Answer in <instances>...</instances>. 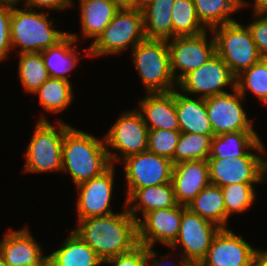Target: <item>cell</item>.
Instances as JSON below:
<instances>
[{
	"label": "cell",
	"instance_id": "cell-1",
	"mask_svg": "<svg viewBox=\"0 0 267 266\" xmlns=\"http://www.w3.org/2000/svg\"><path fill=\"white\" fill-rule=\"evenodd\" d=\"M77 221L73 230L105 261L139 244L137 221L127 211Z\"/></svg>",
	"mask_w": 267,
	"mask_h": 266
},
{
	"label": "cell",
	"instance_id": "cell-2",
	"mask_svg": "<svg viewBox=\"0 0 267 266\" xmlns=\"http://www.w3.org/2000/svg\"><path fill=\"white\" fill-rule=\"evenodd\" d=\"M111 162L104 137L70 127L62 142V173H69L75 187L91 178L101 175Z\"/></svg>",
	"mask_w": 267,
	"mask_h": 266
},
{
	"label": "cell",
	"instance_id": "cell-3",
	"mask_svg": "<svg viewBox=\"0 0 267 266\" xmlns=\"http://www.w3.org/2000/svg\"><path fill=\"white\" fill-rule=\"evenodd\" d=\"M50 19L48 11L38 12L25 6L12 8L10 21L12 50H19L18 54L41 52L61 41L69 32L55 29L53 24L55 19L51 21Z\"/></svg>",
	"mask_w": 267,
	"mask_h": 266
},
{
	"label": "cell",
	"instance_id": "cell-4",
	"mask_svg": "<svg viewBox=\"0 0 267 266\" xmlns=\"http://www.w3.org/2000/svg\"><path fill=\"white\" fill-rule=\"evenodd\" d=\"M31 140L26 148L25 173H47L62 171V142L65 132L71 127L63 120L56 124L49 122L47 116L40 115Z\"/></svg>",
	"mask_w": 267,
	"mask_h": 266
},
{
	"label": "cell",
	"instance_id": "cell-5",
	"mask_svg": "<svg viewBox=\"0 0 267 266\" xmlns=\"http://www.w3.org/2000/svg\"><path fill=\"white\" fill-rule=\"evenodd\" d=\"M145 39L143 14L139 6L121 7L98 38L84 48L88 58L123 54Z\"/></svg>",
	"mask_w": 267,
	"mask_h": 266
},
{
	"label": "cell",
	"instance_id": "cell-6",
	"mask_svg": "<svg viewBox=\"0 0 267 266\" xmlns=\"http://www.w3.org/2000/svg\"><path fill=\"white\" fill-rule=\"evenodd\" d=\"M134 67L146 93L177 89L166 40L144 39L131 50Z\"/></svg>",
	"mask_w": 267,
	"mask_h": 266
},
{
	"label": "cell",
	"instance_id": "cell-7",
	"mask_svg": "<svg viewBox=\"0 0 267 266\" xmlns=\"http://www.w3.org/2000/svg\"><path fill=\"white\" fill-rule=\"evenodd\" d=\"M216 43V53L237 77L259 62L260 56L248 26L234 21L211 30Z\"/></svg>",
	"mask_w": 267,
	"mask_h": 266
},
{
	"label": "cell",
	"instance_id": "cell-8",
	"mask_svg": "<svg viewBox=\"0 0 267 266\" xmlns=\"http://www.w3.org/2000/svg\"><path fill=\"white\" fill-rule=\"evenodd\" d=\"M148 132L149 128L137 109L122 111L115 123L104 135L105 146L111 164L116 165L117 161L122 162L129 156L146 151L148 147ZM109 149L117 150V153Z\"/></svg>",
	"mask_w": 267,
	"mask_h": 266
},
{
	"label": "cell",
	"instance_id": "cell-9",
	"mask_svg": "<svg viewBox=\"0 0 267 266\" xmlns=\"http://www.w3.org/2000/svg\"><path fill=\"white\" fill-rule=\"evenodd\" d=\"M227 87L232 91L236 88V77L217 53L177 83L183 94L204 99L228 92Z\"/></svg>",
	"mask_w": 267,
	"mask_h": 266
},
{
	"label": "cell",
	"instance_id": "cell-10",
	"mask_svg": "<svg viewBox=\"0 0 267 266\" xmlns=\"http://www.w3.org/2000/svg\"><path fill=\"white\" fill-rule=\"evenodd\" d=\"M208 32L211 30L195 36H177L167 40L171 71L177 83L216 53L214 35L212 33L208 39Z\"/></svg>",
	"mask_w": 267,
	"mask_h": 266
},
{
	"label": "cell",
	"instance_id": "cell-11",
	"mask_svg": "<svg viewBox=\"0 0 267 266\" xmlns=\"http://www.w3.org/2000/svg\"><path fill=\"white\" fill-rule=\"evenodd\" d=\"M215 224L203 219L186 208L182 212L177 239L169 247L180 253L192 266H198L206 257L213 238L220 230Z\"/></svg>",
	"mask_w": 267,
	"mask_h": 266
},
{
	"label": "cell",
	"instance_id": "cell-12",
	"mask_svg": "<svg viewBox=\"0 0 267 266\" xmlns=\"http://www.w3.org/2000/svg\"><path fill=\"white\" fill-rule=\"evenodd\" d=\"M240 92L235 88L233 92L213 95L205 99L208 119L214 136L223 133L239 131H256L253 119H249Z\"/></svg>",
	"mask_w": 267,
	"mask_h": 266
},
{
	"label": "cell",
	"instance_id": "cell-13",
	"mask_svg": "<svg viewBox=\"0 0 267 266\" xmlns=\"http://www.w3.org/2000/svg\"><path fill=\"white\" fill-rule=\"evenodd\" d=\"M122 163L127 184L124 197L135 189L171 182L172 161L148 150L129 156Z\"/></svg>",
	"mask_w": 267,
	"mask_h": 266
},
{
	"label": "cell",
	"instance_id": "cell-14",
	"mask_svg": "<svg viewBox=\"0 0 267 266\" xmlns=\"http://www.w3.org/2000/svg\"><path fill=\"white\" fill-rule=\"evenodd\" d=\"M115 165H111L101 175L76 186L77 221L114 213L111 201L115 186Z\"/></svg>",
	"mask_w": 267,
	"mask_h": 266
},
{
	"label": "cell",
	"instance_id": "cell-15",
	"mask_svg": "<svg viewBox=\"0 0 267 266\" xmlns=\"http://www.w3.org/2000/svg\"><path fill=\"white\" fill-rule=\"evenodd\" d=\"M186 208L177 204L147 212L137 222L138 242L146 247H155L158 243L170 247L178 237L182 212Z\"/></svg>",
	"mask_w": 267,
	"mask_h": 266
},
{
	"label": "cell",
	"instance_id": "cell-16",
	"mask_svg": "<svg viewBox=\"0 0 267 266\" xmlns=\"http://www.w3.org/2000/svg\"><path fill=\"white\" fill-rule=\"evenodd\" d=\"M255 250L242 235L220 229L198 266H252Z\"/></svg>",
	"mask_w": 267,
	"mask_h": 266
},
{
	"label": "cell",
	"instance_id": "cell-17",
	"mask_svg": "<svg viewBox=\"0 0 267 266\" xmlns=\"http://www.w3.org/2000/svg\"><path fill=\"white\" fill-rule=\"evenodd\" d=\"M210 183L219 187L263 183L262 157L208 158Z\"/></svg>",
	"mask_w": 267,
	"mask_h": 266
},
{
	"label": "cell",
	"instance_id": "cell-18",
	"mask_svg": "<svg viewBox=\"0 0 267 266\" xmlns=\"http://www.w3.org/2000/svg\"><path fill=\"white\" fill-rule=\"evenodd\" d=\"M32 231L8 229L0 241V255L9 266H41L48 258Z\"/></svg>",
	"mask_w": 267,
	"mask_h": 266
},
{
	"label": "cell",
	"instance_id": "cell-19",
	"mask_svg": "<svg viewBox=\"0 0 267 266\" xmlns=\"http://www.w3.org/2000/svg\"><path fill=\"white\" fill-rule=\"evenodd\" d=\"M171 183L177 203L189 205L210 184L207 160H191L174 165Z\"/></svg>",
	"mask_w": 267,
	"mask_h": 266
},
{
	"label": "cell",
	"instance_id": "cell-20",
	"mask_svg": "<svg viewBox=\"0 0 267 266\" xmlns=\"http://www.w3.org/2000/svg\"><path fill=\"white\" fill-rule=\"evenodd\" d=\"M137 111L149 129L180 131L175 106V89L171 92L145 93Z\"/></svg>",
	"mask_w": 267,
	"mask_h": 266
},
{
	"label": "cell",
	"instance_id": "cell-21",
	"mask_svg": "<svg viewBox=\"0 0 267 266\" xmlns=\"http://www.w3.org/2000/svg\"><path fill=\"white\" fill-rule=\"evenodd\" d=\"M79 5L81 38L77 33H69L77 42L92 38L93 43L121 8L112 0H79Z\"/></svg>",
	"mask_w": 267,
	"mask_h": 266
},
{
	"label": "cell",
	"instance_id": "cell-22",
	"mask_svg": "<svg viewBox=\"0 0 267 266\" xmlns=\"http://www.w3.org/2000/svg\"><path fill=\"white\" fill-rule=\"evenodd\" d=\"M127 211L138 222L147 212L166 209L176 206L178 203L175 198L172 183L148 186L133 190L125 197ZM141 213L138 215V213Z\"/></svg>",
	"mask_w": 267,
	"mask_h": 266
},
{
	"label": "cell",
	"instance_id": "cell-23",
	"mask_svg": "<svg viewBox=\"0 0 267 266\" xmlns=\"http://www.w3.org/2000/svg\"><path fill=\"white\" fill-rule=\"evenodd\" d=\"M235 157H262L257 131L223 133L212 137L209 158Z\"/></svg>",
	"mask_w": 267,
	"mask_h": 266
},
{
	"label": "cell",
	"instance_id": "cell-24",
	"mask_svg": "<svg viewBox=\"0 0 267 266\" xmlns=\"http://www.w3.org/2000/svg\"><path fill=\"white\" fill-rule=\"evenodd\" d=\"M175 106L180 132L214 136L204 98H193L175 89Z\"/></svg>",
	"mask_w": 267,
	"mask_h": 266
},
{
	"label": "cell",
	"instance_id": "cell-25",
	"mask_svg": "<svg viewBox=\"0 0 267 266\" xmlns=\"http://www.w3.org/2000/svg\"><path fill=\"white\" fill-rule=\"evenodd\" d=\"M77 43L68 33L56 45L40 52L50 78L64 79L71 82L69 80L71 73L69 72L76 69L77 62L81 58Z\"/></svg>",
	"mask_w": 267,
	"mask_h": 266
},
{
	"label": "cell",
	"instance_id": "cell-26",
	"mask_svg": "<svg viewBox=\"0 0 267 266\" xmlns=\"http://www.w3.org/2000/svg\"><path fill=\"white\" fill-rule=\"evenodd\" d=\"M175 0H145L139 7L143 14L146 39H173L172 5Z\"/></svg>",
	"mask_w": 267,
	"mask_h": 266
},
{
	"label": "cell",
	"instance_id": "cell-27",
	"mask_svg": "<svg viewBox=\"0 0 267 266\" xmlns=\"http://www.w3.org/2000/svg\"><path fill=\"white\" fill-rule=\"evenodd\" d=\"M54 266H102L99 255L72 229L61 246L47 255Z\"/></svg>",
	"mask_w": 267,
	"mask_h": 266
},
{
	"label": "cell",
	"instance_id": "cell-28",
	"mask_svg": "<svg viewBox=\"0 0 267 266\" xmlns=\"http://www.w3.org/2000/svg\"><path fill=\"white\" fill-rule=\"evenodd\" d=\"M186 207L219 228H226V211L221 187L210 183Z\"/></svg>",
	"mask_w": 267,
	"mask_h": 266
},
{
	"label": "cell",
	"instance_id": "cell-29",
	"mask_svg": "<svg viewBox=\"0 0 267 266\" xmlns=\"http://www.w3.org/2000/svg\"><path fill=\"white\" fill-rule=\"evenodd\" d=\"M193 2L197 17L207 30L236 21L232 15L242 9V0H193Z\"/></svg>",
	"mask_w": 267,
	"mask_h": 266
},
{
	"label": "cell",
	"instance_id": "cell-30",
	"mask_svg": "<svg viewBox=\"0 0 267 266\" xmlns=\"http://www.w3.org/2000/svg\"><path fill=\"white\" fill-rule=\"evenodd\" d=\"M72 83L64 79L48 78L32 94L39 97V104L51 114L62 113L69 108L74 99Z\"/></svg>",
	"mask_w": 267,
	"mask_h": 266
},
{
	"label": "cell",
	"instance_id": "cell-31",
	"mask_svg": "<svg viewBox=\"0 0 267 266\" xmlns=\"http://www.w3.org/2000/svg\"><path fill=\"white\" fill-rule=\"evenodd\" d=\"M18 55V78L24 91L32 94L49 78V74L40 52Z\"/></svg>",
	"mask_w": 267,
	"mask_h": 266
},
{
	"label": "cell",
	"instance_id": "cell-32",
	"mask_svg": "<svg viewBox=\"0 0 267 266\" xmlns=\"http://www.w3.org/2000/svg\"><path fill=\"white\" fill-rule=\"evenodd\" d=\"M173 38L195 36L207 29L199 21L193 0H175L172 5Z\"/></svg>",
	"mask_w": 267,
	"mask_h": 266
},
{
	"label": "cell",
	"instance_id": "cell-33",
	"mask_svg": "<svg viewBox=\"0 0 267 266\" xmlns=\"http://www.w3.org/2000/svg\"><path fill=\"white\" fill-rule=\"evenodd\" d=\"M236 89L242 97L250 91L262 105L267 106V62L261 59L236 77Z\"/></svg>",
	"mask_w": 267,
	"mask_h": 266
},
{
	"label": "cell",
	"instance_id": "cell-34",
	"mask_svg": "<svg viewBox=\"0 0 267 266\" xmlns=\"http://www.w3.org/2000/svg\"><path fill=\"white\" fill-rule=\"evenodd\" d=\"M211 139L209 135L181 132L173 157V165L191 160H207Z\"/></svg>",
	"mask_w": 267,
	"mask_h": 266
},
{
	"label": "cell",
	"instance_id": "cell-35",
	"mask_svg": "<svg viewBox=\"0 0 267 266\" xmlns=\"http://www.w3.org/2000/svg\"><path fill=\"white\" fill-rule=\"evenodd\" d=\"M255 184L258 183H237L221 187L226 211V228H229L228 221L232 214L244 213L255 203Z\"/></svg>",
	"mask_w": 267,
	"mask_h": 266
},
{
	"label": "cell",
	"instance_id": "cell-36",
	"mask_svg": "<svg viewBox=\"0 0 267 266\" xmlns=\"http://www.w3.org/2000/svg\"><path fill=\"white\" fill-rule=\"evenodd\" d=\"M180 131L149 129L147 150L172 161L180 137Z\"/></svg>",
	"mask_w": 267,
	"mask_h": 266
},
{
	"label": "cell",
	"instance_id": "cell-37",
	"mask_svg": "<svg viewBox=\"0 0 267 266\" xmlns=\"http://www.w3.org/2000/svg\"><path fill=\"white\" fill-rule=\"evenodd\" d=\"M247 24L262 59L267 58V13L253 14Z\"/></svg>",
	"mask_w": 267,
	"mask_h": 266
},
{
	"label": "cell",
	"instance_id": "cell-38",
	"mask_svg": "<svg viewBox=\"0 0 267 266\" xmlns=\"http://www.w3.org/2000/svg\"><path fill=\"white\" fill-rule=\"evenodd\" d=\"M147 247L138 244L132 250L103 261L109 266H145Z\"/></svg>",
	"mask_w": 267,
	"mask_h": 266
},
{
	"label": "cell",
	"instance_id": "cell-39",
	"mask_svg": "<svg viewBox=\"0 0 267 266\" xmlns=\"http://www.w3.org/2000/svg\"><path fill=\"white\" fill-rule=\"evenodd\" d=\"M12 8L0 6V63L11 54L10 21Z\"/></svg>",
	"mask_w": 267,
	"mask_h": 266
},
{
	"label": "cell",
	"instance_id": "cell-40",
	"mask_svg": "<svg viewBox=\"0 0 267 266\" xmlns=\"http://www.w3.org/2000/svg\"><path fill=\"white\" fill-rule=\"evenodd\" d=\"M172 250V253L168 252L167 255H159L157 251L153 247H147L146 252V259H145V266H165L164 263L166 262L167 266L173 265V266H192L180 253V260L177 262V264L171 260L170 257H172L173 253L175 255V250L173 248H170ZM158 258V259H157ZM168 259L170 261H168Z\"/></svg>",
	"mask_w": 267,
	"mask_h": 266
},
{
	"label": "cell",
	"instance_id": "cell-41",
	"mask_svg": "<svg viewBox=\"0 0 267 266\" xmlns=\"http://www.w3.org/2000/svg\"><path fill=\"white\" fill-rule=\"evenodd\" d=\"M74 0H25L23 5L30 9L39 10L43 9L48 10V12L52 11H62V10H68L71 7H75V4L73 2Z\"/></svg>",
	"mask_w": 267,
	"mask_h": 266
},
{
	"label": "cell",
	"instance_id": "cell-42",
	"mask_svg": "<svg viewBox=\"0 0 267 266\" xmlns=\"http://www.w3.org/2000/svg\"><path fill=\"white\" fill-rule=\"evenodd\" d=\"M254 3L242 0V8H248L249 4L253 5V14L267 13V0H253Z\"/></svg>",
	"mask_w": 267,
	"mask_h": 266
},
{
	"label": "cell",
	"instance_id": "cell-43",
	"mask_svg": "<svg viewBox=\"0 0 267 266\" xmlns=\"http://www.w3.org/2000/svg\"><path fill=\"white\" fill-rule=\"evenodd\" d=\"M252 266H267V249L256 248Z\"/></svg>",
	"mask_w": 267,
	"mask_h": 266
},
{
	"label": "cell",
	"instance_id": "cell-44",
	"mask_svg": "<svg viewBox=\"0 0 267 266\" xmlns=\"http://www.w3.org/2000/svg\"><path fill=\"white\" fill-rule=\"evenodd\" d=\"M259 146L261 149V156H262V178L263 182L267 181V150L265 144H263L261 137L259 135Z\"/></svg>",
	"mask_w": 267,
	"mask_h": 266
},
{
	"label": "cell",
	"instance_id": "cell-45",
	"mask_svg": "<svg viewBox=\"0 0 267 266\" xmlns=\"http://www.w3.org/2000/svg\"><path fill=\"white\" fill-rule=\"evenodd\" d=\"M25 0H0V4L2 6H9L11 8H14V7H20L19 4H21V2H23Z\"/></svg>",
	"mask_w": 267,
	"mask_h": 266
},
{
	"label": "cell",
	"instance_id": "cell-46",
	"mask_svg": "<svg viewBox=\"0 0 267 266\" xmlns=\"http://www.w3.org/2000/svg\"><path fill=\"white\" fill-rule=\"evenodd\" d=\"M116 2L120 7H132L134 6V0H112Z\"/></svg>",
	"mask_w": 267,
	"mask_h": 266
},
{
	"label": "cell",
	"instance_id": "cell-47",
	"mask_svg": "<svg viewBox=\"0 0 267 266\" xmlns=\"http://www.w3.org/2000/svg\"><path fill=\"white\" fill-rule=\"evenodd\" d=\"M0 266H9L1 255H0Z\"/></svg>",
	"mask_w": 267,
	"mask_h": 266
},
{
	"label": "cell",
	"instance_id": "cell-48",
	"mask_svg": "<svg viewBox=\"0 0 267 266\" xmlns=\"http://www.w3.org/2000/svg\"><path fill=\"white\" fill-rule=\"evenodd\" d=\"M145 0H134V6H139Z\"/></svg>",
	"mask_w": 267,
	"mask_h": 266
},
{
	"label": "cell",
	"instance_id": "cell-49",
	"mask_svg": "<svg viewBox=\"0 0 267 266\" xmlns=\"http://www.w3.org/2000/svg\"><path fill=\"white\" fill-rule=\"evenodd\" d=\"M41 266H54L49 260H46Z\"/></svg>",
	"mask_w": 267,
	"mask_h": 266
}]
</instances>
